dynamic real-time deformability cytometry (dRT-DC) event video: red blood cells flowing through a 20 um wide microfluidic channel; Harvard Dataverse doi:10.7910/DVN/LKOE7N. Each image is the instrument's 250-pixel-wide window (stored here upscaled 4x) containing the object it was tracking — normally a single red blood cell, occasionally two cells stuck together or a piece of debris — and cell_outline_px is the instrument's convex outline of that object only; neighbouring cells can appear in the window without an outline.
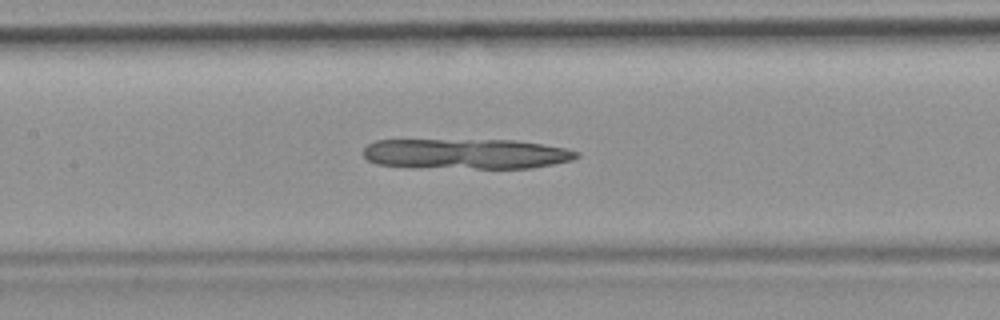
{"species": "common noctule bat (a hibernating species)", "species_latin": "Nyctalus noctula", "temperature_condition": "room temperature", "stored_images_in_passage": 52, "camera_frame_rate_fps": 3000, "um_per_image_px": 0.085, "animal": {"sex": "female", "body_mass_g": 19.9}, "frame": {"image": 1, "passage_image": 24, "time_ms": 7.667, "image_size_px": [1000, 320], "cell_outline_px": [[580, 156], [572, 160], [532, 168], [420, 168], [376, 164], [368, 160], [364, 156], [364, 148], [368, 144], [376, 140], [516, 140], [544, 144], [568, 148], [580, 152]], "centroid_in_image_um": [39.64, 13.08], "position_along_channel_um": 167.8, "area_um2": 38.09}}